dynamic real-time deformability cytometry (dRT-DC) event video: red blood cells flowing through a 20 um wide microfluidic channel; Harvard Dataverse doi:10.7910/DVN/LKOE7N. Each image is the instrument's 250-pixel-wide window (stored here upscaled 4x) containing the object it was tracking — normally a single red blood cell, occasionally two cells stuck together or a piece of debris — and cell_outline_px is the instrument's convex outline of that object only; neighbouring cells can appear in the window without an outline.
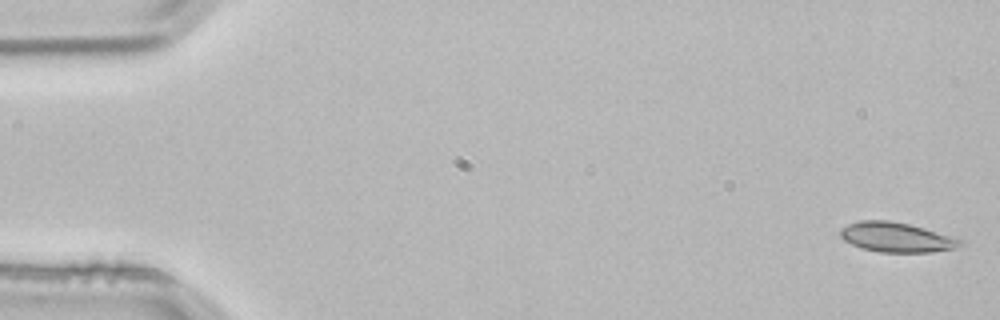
{"species": "common noctule bat (a hibernating species)", "species_latin": "Nyctalus noctula", "temperature_condition": "room temperature", "stored_images_in_passage": 4, "camera_frame_rate_fps": 3000, "um_per_image_px": 0.085, "animal": {"sex": "male", "body_mass_g": 21.5, "forearm_length_mm": 52.0}, "frame": {"image": 1, "passage_image": 1, "time_ms": 0.0, "image_size_px": [1000, 320], "cell_outline_px": [[964, 244], [952, 248], [932, 252], [880, 252], [860, 248], [844, 240], [840, 236], [840, 228], [848, 224], [860, 220], [888, 220], [908, 224], [964, 240]], "centroid_in_image_um": [76.15, 20.17], "position_along_channel_um": 8.9, "area_um2": 20.58}}
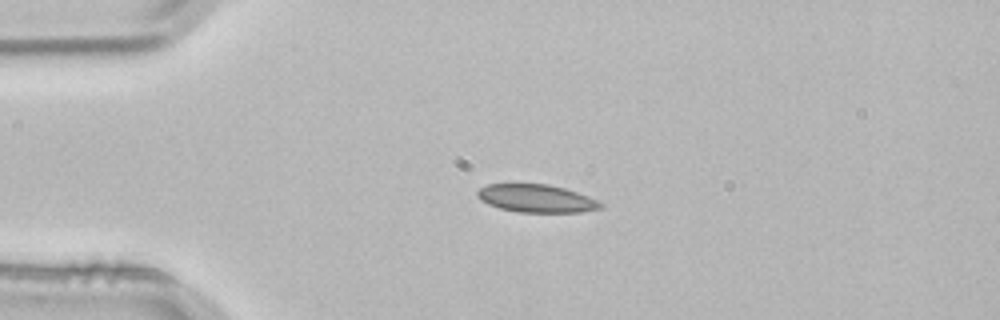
{"frame": {"image": 2, "passage_image": 3, "time_ms": 0.667, "image_size_px": [1000, 320], "cell_outline_px": [[604, 204], [600, 208], [580, 212], [520, 212], [500, 208], [488, 204], [480, 200], [476, 196], [476, 192], [480, 188], [488, 184], [548, 184], [564, 188], [588, 196]], "centroid_in_image_um": [45.56, 16.86], "position_along_channel_um": 39.4, "area_um2": 19.88}}
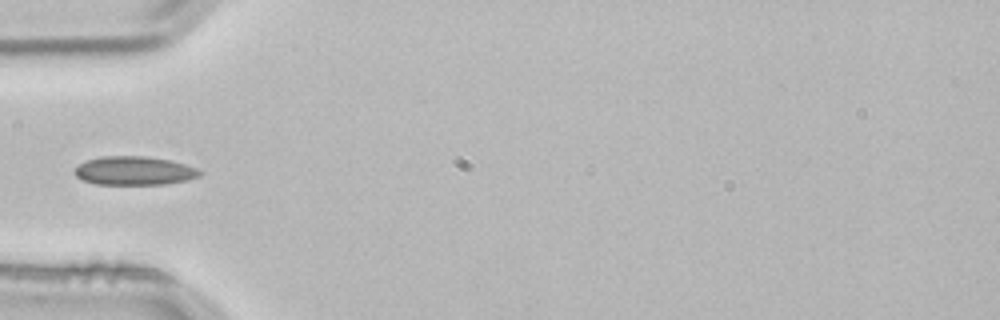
{"frame": {"image": 3, "passage_image": 4, "time_ms": 1.0, "image_size_px": [1000, 320], "cell_outline_px": [[204, 172], [200, 176], [168, 184], [96, 184], [84, 180], [76, 176], [76, 168], [80, 164], [88, 160], [104, 156], [144, 156], [168, 160], [184, 164], [196, 168]], "centroid_in_image_um": [11.44, 14.51], "position_along_channel_um": 73.6, "area_um2": 20.58}}